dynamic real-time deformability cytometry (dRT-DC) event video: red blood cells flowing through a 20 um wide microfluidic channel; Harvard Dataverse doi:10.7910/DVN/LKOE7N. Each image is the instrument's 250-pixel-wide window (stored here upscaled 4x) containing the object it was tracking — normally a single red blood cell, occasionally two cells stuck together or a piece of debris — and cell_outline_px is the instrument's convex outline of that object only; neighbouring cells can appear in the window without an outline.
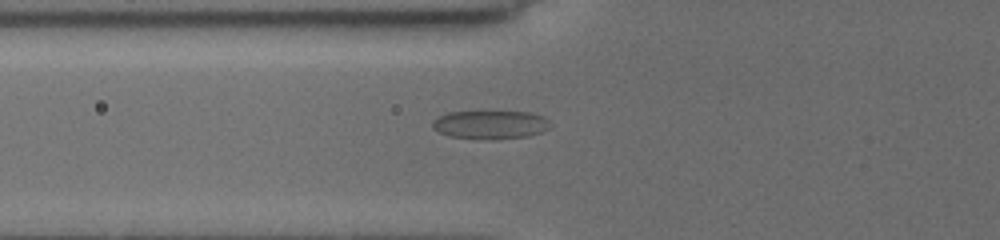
{"species": "common noctule bat (a hibernating species)", "species_latin": "Nyctalus noctula", "temperature_condition": "cold", "stored_images_in_passage": 17, "camera_frame_rate_fps": 3000, "um_per_image_px": 0.085, "animal": {"sex": "female", "body_mass_g": 19.5, "forearm_length_mm": 54.1}, "frame": {"image": 1, "passage_image": 3, "time_ms": 0.667, "image_size_px": [1000, 240], "cell_outline_px": [[552, 124], [548, 128], [540, 132], [528, 136], [492, 140], [480, 140], [448, 136], [432, 128], [432, 120], [448, 112], [532, 112], [544, 116]], "centroid_in_image_um": [41.68, 10.61], "position_along_channel_um": 84.1, "area_um2": 19.77}}
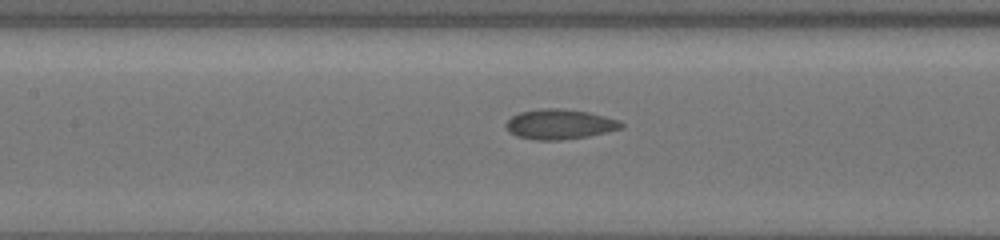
{"frame": {"image": 2, "passage_image": 11, "time_ms": 2.667, "image_size_px": [1000, 240], "cell_outline_px": [[624, 128], [588, 136], [560, 140], [536, 140], [516, 136], [508, 132], [504, 128], [504, 124], [512, 116], [520, 112], [540, 108], [564, 108], [588, 112], [620, 120], [624, 124]], "centroid_in_image_um": [47.55, 10.56], "position_along_channel_um": 159.9, "area_um2": 20.4}}
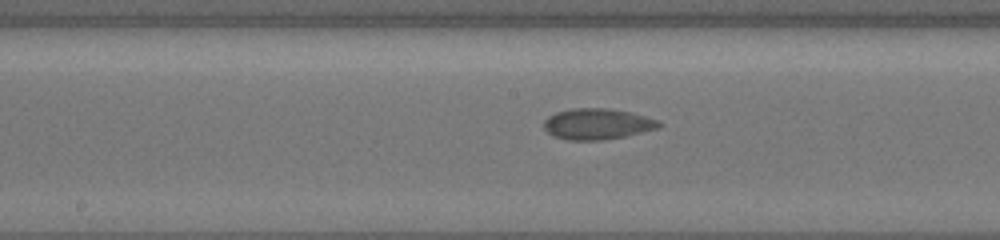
{"frame": {"image": 3, "passage_image": 15, "time_ms": 3.667, "image_size_px": [1000, 240], "cell_outline_px": [[660, 128], [624, 136], [604, 140], [568, 140], [552, 136], [544, 128], [544, 120], [548, 116], [556, 112], [572, 108], [608, 108], [628, 112], [660, 120]], "centroid_in_image_um": [50.75, 10.54], "position_along_channel_um": 197.5, "area_um2": 20.75}}